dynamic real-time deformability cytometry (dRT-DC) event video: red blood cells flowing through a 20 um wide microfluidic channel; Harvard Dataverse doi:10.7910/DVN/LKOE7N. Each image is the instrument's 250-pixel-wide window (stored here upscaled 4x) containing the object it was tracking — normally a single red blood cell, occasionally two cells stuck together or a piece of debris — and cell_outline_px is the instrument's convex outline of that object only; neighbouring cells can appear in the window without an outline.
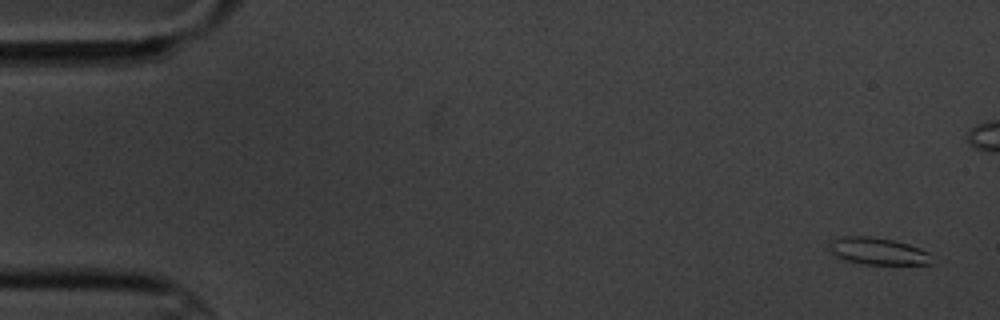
{"species": "common noctule bat (a hibernating species)", "species_latin": "Nyctalus noctula", "temperature_condition": "cold", "stored_images_in_passage": 6, "camera_frame_rate_fps": 3000, "um_per_image_px": 0.085, "animal": {"sex": "male", "body_mass_g": 20.1, "forearm_length_mm": 53.5}, "frame": {"image": 1, "passage_image": 1, "time_ms": 0.0, "image_size_px": [1000, 320], "cell_outline_px": [[932, 264], [864, 264], [844, 260], [832, 256], [828, 248], [828, 240], [840, 236], [868, 236], [892, 240], [908, 244], [920, 248], [928, 252]], "centroid_in_image_um": [74.5, 21.34], "position_along_channel_um": 10.5, "area_um2": 16.36}}